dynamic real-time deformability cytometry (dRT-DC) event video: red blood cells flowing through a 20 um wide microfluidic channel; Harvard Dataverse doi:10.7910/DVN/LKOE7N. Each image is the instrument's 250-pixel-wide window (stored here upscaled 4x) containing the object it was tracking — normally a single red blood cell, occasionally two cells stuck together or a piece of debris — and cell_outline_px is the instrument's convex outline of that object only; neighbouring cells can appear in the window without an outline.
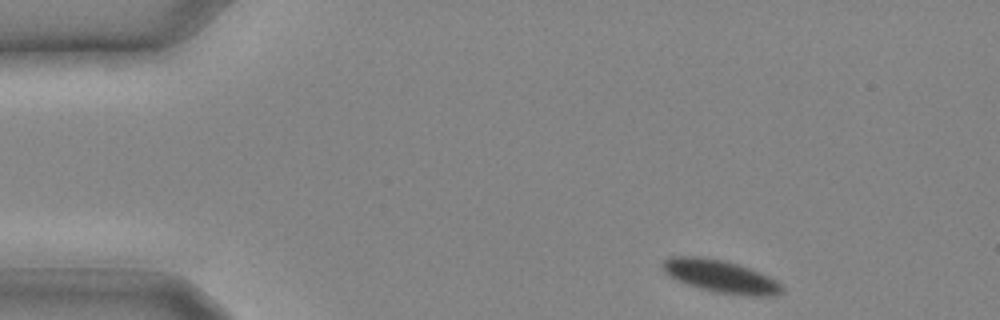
{"species": "common noctule bat (a hibernating species)", "species_latin": "Nyctalus noctula", "temperature_condition": "cold", "stored_images_in_passage": 11, "camera_frame_rate_fps": 3000, "um_per_image_px": 0.085, "animal": {"sex": "male", "body_mass_g": 20.4}, "frame": {"image": 1, "passage_image": 1, "time_ms": 0.0, "image_size_px": [1000, 320], "cell_outline_px": [[784, 292], [772, 296], [752, 296], [716, 292], [700, 288], [688, 284], [664, 272], [660, 264], [668, 256], [700, 256], [724, 260], [760, 272], [776, 280], [784, 288]], "centroid_in_image_um": [61.26, 23.48], "position_along_channel_um": 23.7, "area_um2": 22.54}}
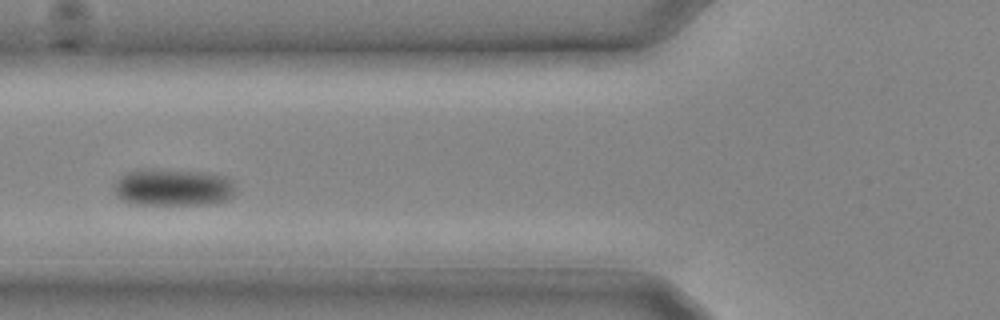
{"frame": {"image": 2, "passage_image": 8, "time_ms": 2.333, "image_size_px": [1000, 320], "cell_outline_px": [[236, 188], [232, 196], [228, 200], [208, 204], [132, 204], [116, 196], [116, 180], [120, 176], [128, 172], [208, 172], [224, 176], [232, 180]], "centroid_in_image_um": [14.79, 15.98], "position_along_channel_um": 111.0, "area_um2": 25.26}}
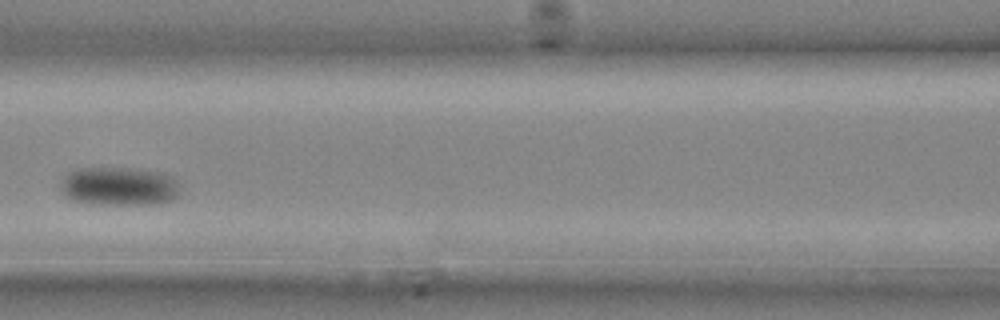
{"frame": {"image": 3, "passage_image": 10, "time_ms": 3.0, "image_size_px": [1000, 320], "cell_outline_px": [[180, 196], [172, 200], [156, 204], [92, 204], [72, 200], [60, 188], [60, 184], [64, 176], [68, 172], [76, 168], [128, 168], [164, 172], [176, 176], [180, 188]], "centroid_in_image_um": [10.19, 15.82], "position_along_channel_um": 156.4, "area_um2": 27.4}}